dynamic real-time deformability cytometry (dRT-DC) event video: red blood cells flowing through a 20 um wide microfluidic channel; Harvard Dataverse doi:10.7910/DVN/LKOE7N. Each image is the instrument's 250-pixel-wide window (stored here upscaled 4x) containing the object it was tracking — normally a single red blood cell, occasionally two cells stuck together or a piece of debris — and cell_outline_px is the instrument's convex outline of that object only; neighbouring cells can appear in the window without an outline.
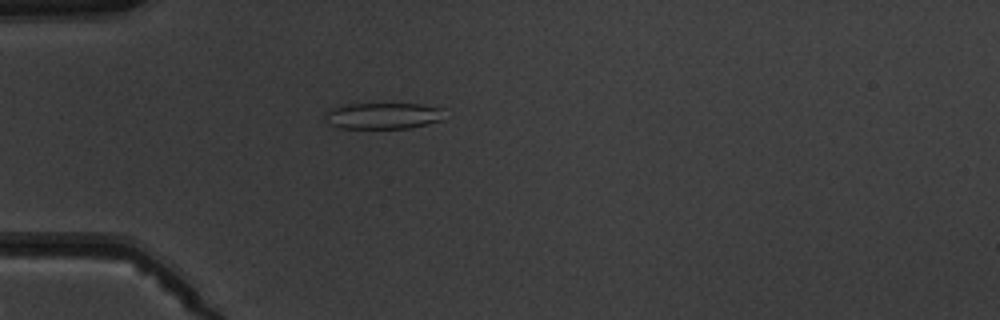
{"species": "common noctule bat (a hibernating species)", "species_latin": "Nyctalus noctula", "temperature_condition": "warm", "stored_images_in_passage": 5, "camera_frame_rate_fps": 3000, "um_per_image_px": 0.085, "animal": {"sex": "male", "body_mass_g": 19.5, "forearm_length_mm": 54.6}, "frame": {"image": 1, "passage_image": 4, "time_ms": 3.667, "image_size_px": [1000, 320], "cell_outline_px": [[444, 108], [440, 120], [408, 128], [340, 128], [332, 124], [324, 112], [332, 108], [344, 104], [420, 104]], "centroid_in_image_um": [32.56, 9.83], "position_along_channel_um": 52.4, "area_um2": 17.92}}